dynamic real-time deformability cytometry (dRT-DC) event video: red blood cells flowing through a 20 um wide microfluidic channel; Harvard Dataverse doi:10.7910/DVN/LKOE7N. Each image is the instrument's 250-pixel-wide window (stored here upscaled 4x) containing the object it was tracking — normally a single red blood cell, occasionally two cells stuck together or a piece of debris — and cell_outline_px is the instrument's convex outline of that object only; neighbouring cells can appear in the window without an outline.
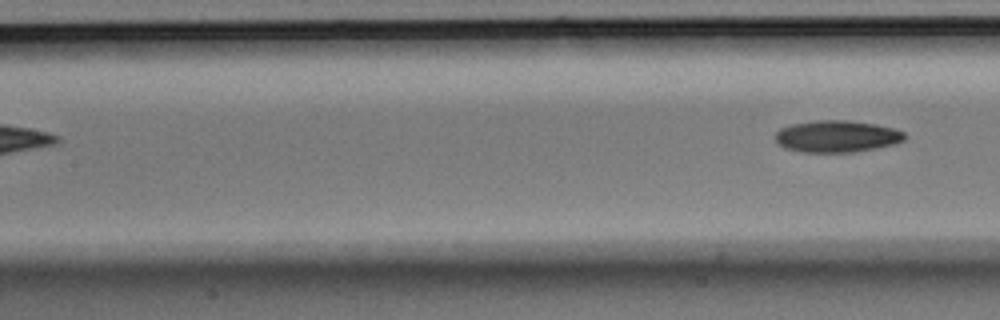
{"species": "Egyptian fruit bat (a non-hibernating species)", "species_latin": "Rousettus aegyptiacus", "temperature_condition": "room temperature", "stored_images_in_passage": 6, "segment_of_instrument_passage": [2, 2], "camera_frame_rate_fps": 3000, "um_per_image_px": 0.085, "animal": {"sex": "male"}, "frame": {"image": 1, "passage_image": 6, "time_ms": 1.667, "image_size_px": [1000, 320], "cell_outline_px": [[904, 140], [896, 144], [856, 152], [800, 152], [784, 148], [776, 144], [776, 132], [780, 128], [792, 124], [816, 120], [848, 120], [876, 124], [892, 128], [904, 132]], "centroid_in_image_um": [71.11, 11.59], "position_along_channel_um": 136.3, "area_um2": 24.16}}